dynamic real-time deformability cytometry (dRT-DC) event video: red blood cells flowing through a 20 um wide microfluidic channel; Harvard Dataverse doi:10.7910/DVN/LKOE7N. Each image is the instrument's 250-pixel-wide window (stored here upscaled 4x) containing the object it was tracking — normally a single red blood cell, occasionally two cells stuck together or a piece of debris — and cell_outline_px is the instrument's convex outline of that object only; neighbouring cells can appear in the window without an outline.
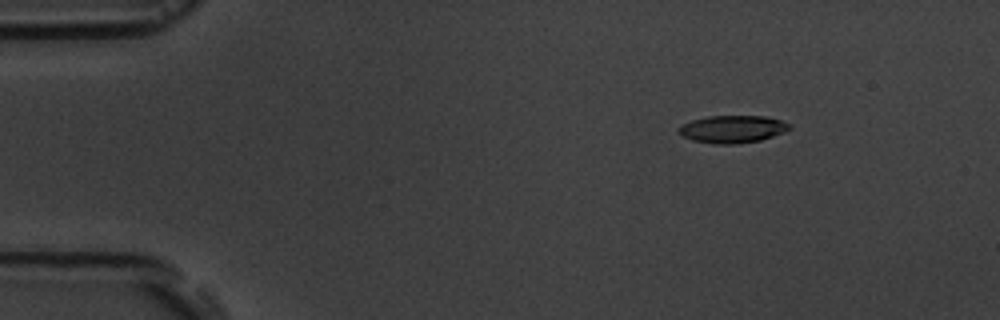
{"species": "common noctule bat (a hibernating species)", "species_latin": "Nyctalus noctula", "temperature_condition": "room temperature", "stored_images_in_passage": 4, "camera_frame_rate_fps": 3000, "um_per_image_px": 0.085, "animal": {"sex": "male", "body_mass_g": 19.5, "forearm_length_mm": 54.6}, "frame": {"image": 1, "passage_image": 2, "time_ms": 1.667, "image_size_px": [1000, 320], "cell_outline_px": [[792, 128], [784, 132], [760, 140], [736, 144], [716, 144], [692, 140], [684, 136], [676, 128], [692, 120], [708, 116], [764, 116], [780, 120], [792, 124]], "centroid_in_image_um": [62.29, 10.97], "position_along_channel_um": 22.7, "area_um2": 17.63}}